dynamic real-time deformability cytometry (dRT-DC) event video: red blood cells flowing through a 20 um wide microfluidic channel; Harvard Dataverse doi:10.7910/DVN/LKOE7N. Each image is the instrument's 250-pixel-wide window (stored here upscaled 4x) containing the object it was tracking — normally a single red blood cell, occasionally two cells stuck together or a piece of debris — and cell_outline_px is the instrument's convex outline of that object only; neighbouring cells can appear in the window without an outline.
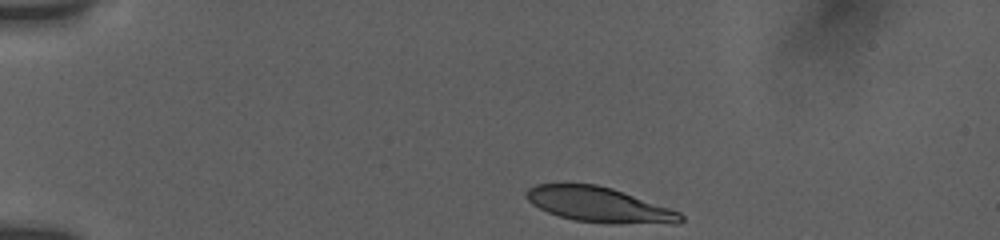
{"species": "human", "species_latin": "Homo sapiens", "temperature_condition": "room temperature", "stored_images_in_passage": 37, "camera_frame_rate_fps": 3000, "um_per_image_px": 0.085, "donor": {"sex": "female"}, "frame": {"image": 1, "passage_image": 1, "time_ms": 0.0, "image_size_px": [1000, 240], "cell_outline_px": [[684, 220], [676, 224], [608, 224], [576, 220], [560, 216], [548, 212], [532, 204], [524, 196], [524, 192], [528, 188], [536, 184], [596, 184], [612, 188], [672, 208], [680, 212], [684, 216]], "centroid_in_image_um": [50.98, 17.41], "position_along_channel_um": 34.0, "area_um2": 31.91}}
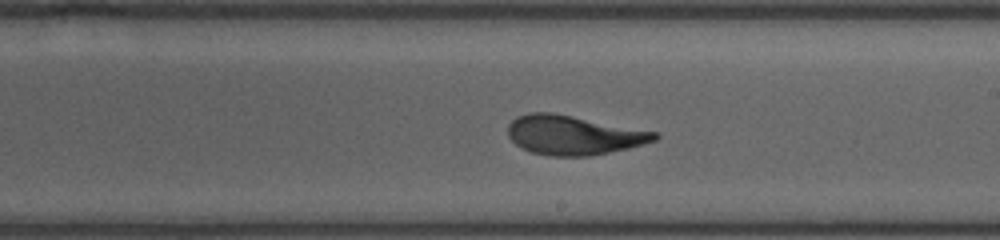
{"frame": {"image": 2, "passage_image": 19, "time_ms": 7.333, "image_size_px": [1000, 240], "cell_outline_px": [[660, 136], [656, 140], [628, 148], [588, 156], [552, 156], [532, 152], [520, 148], [508, 136], [508, 124], [516, 116], [528, 112], [552, 112], [660, 132]], "centroid_in_image_um": [48.74, 11.47], "position_along_channel_um": 240.3, "area_um2": 33.76}}
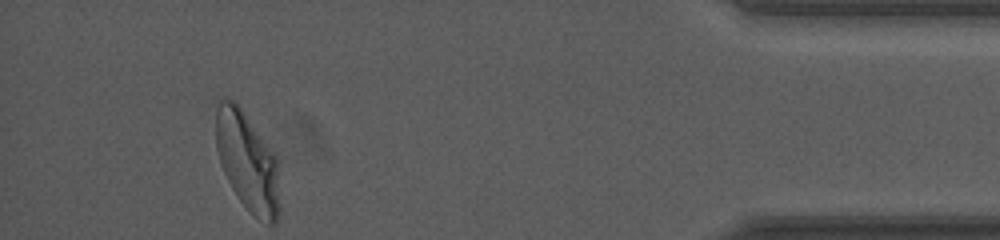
{"frame": {"image": 3, "passage_image": 37, "time_ms": 13.333, "image_size_px": [1000, 240], "cell_outline_px": [[280, 208], [276, 220], [272, 224], [268, 224], [256, 216], [240, 200], [232, 188], [220, 164], [216, 148], [216, 96], [236, 100], [240, 104], [276, 156], [280, 204]], "centroid_in_image_um": [21.0, 13.63], "position_along_channel_um": 414.2, "area_um2": 37.05}, "authors_computed_cell_mechanics": {"area_um2": 33.6396, "velocity_mm_per_s": 3.7469, "shape_relaxation_time_tau1_ms": 3.9467, "shape_relaxation_time_tau2_ms": null, "deformation_change_tau1": 0.1522, "deformation_change_tau2": null}}